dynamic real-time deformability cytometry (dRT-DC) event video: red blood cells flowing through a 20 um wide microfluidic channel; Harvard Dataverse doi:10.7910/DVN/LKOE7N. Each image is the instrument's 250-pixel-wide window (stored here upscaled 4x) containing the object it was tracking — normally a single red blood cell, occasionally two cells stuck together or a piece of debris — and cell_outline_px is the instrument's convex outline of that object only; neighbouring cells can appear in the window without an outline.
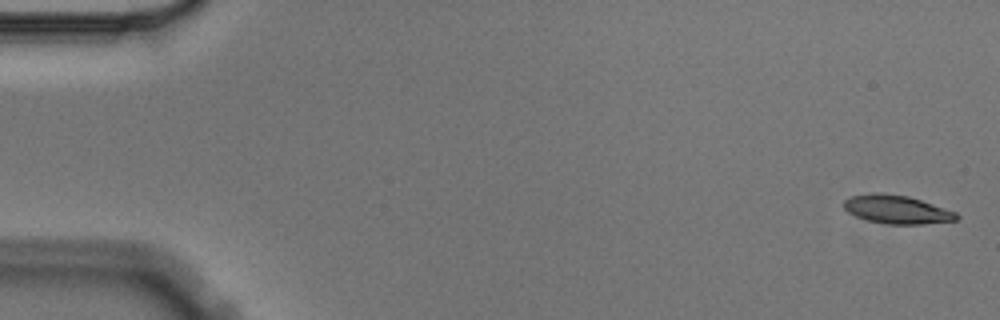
{"species": "Egyptian fruit bat (a non-hibernating species)", "species_latin": "Rousettus aegyptiacus", "temperature_condition": "cold", "stored_images_in_passage": 5, "segment_of_instrument_passage": [1, 2], "camera_frame_rate_fps": 3000, "um_per_image_px": 0.085, "animal": {"sex": "male"}, "frame": {"image": 1, "passage_image": 1, "time_ms": 0.0, "image_size_px": [1000, 320], "cell_outline_px": [[960, 216], [956, 220], [924, 224], [888, 224], [868, 220], [856, 216], [848, 212], [844, 208], [844, 200], [852, 196], [868, 192], [884, 192], [908, 196], [956, 212]], "centroid_in_image_um": [76.21, 17.79], "position_along_channel_um": 8.8, "area_um2": 18.67}}
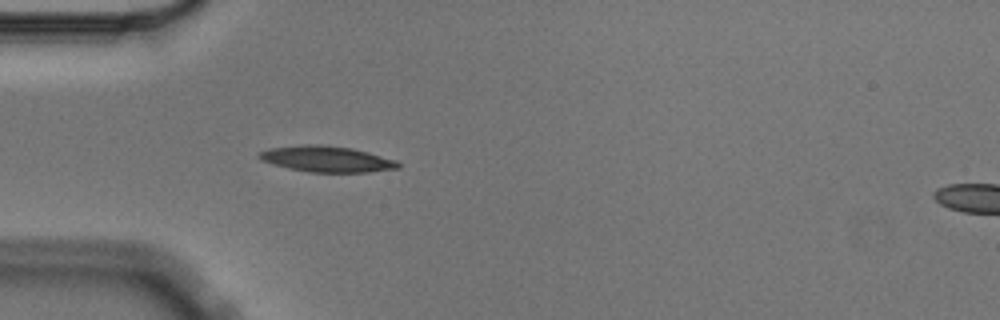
{"frame": {"image": 2, "passage_image": 4, "time_ms": 1.0, "image_size_px": [1000, 320], "cell_outline_px": [[400, 168], [368, 172], [308, 172], [288, 168], [272, 164], [260, 160], [256, 156], [260, 152], [268, 148], [304, 144], [320, 144], [352, 148], [368, 152], [396, 160], [400, 164]], "centroid_in_image_um": [27.74, 13.51], "position_along_channel_um": 57.3, "area_um2": 21.15}}